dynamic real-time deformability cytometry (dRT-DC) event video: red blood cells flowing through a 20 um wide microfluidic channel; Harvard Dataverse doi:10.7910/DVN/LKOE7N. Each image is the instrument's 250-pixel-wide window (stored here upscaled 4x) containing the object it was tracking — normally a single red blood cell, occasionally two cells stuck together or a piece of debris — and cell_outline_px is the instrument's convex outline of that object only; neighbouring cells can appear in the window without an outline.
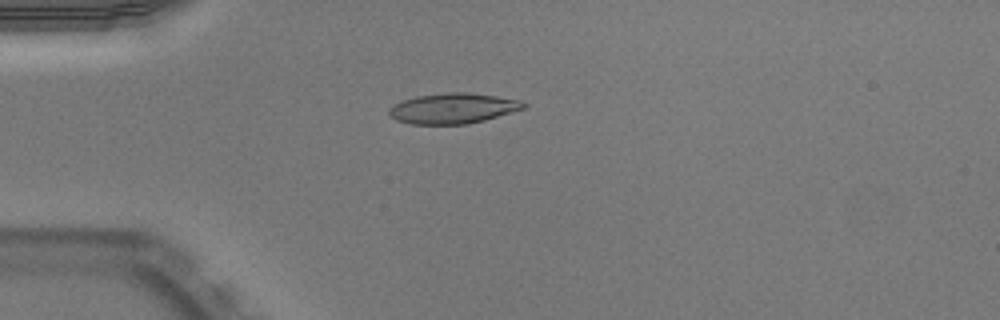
{"species": "Egyptian fruit bat (a non-hibernating species)", "species_latin": "Rousettus aegyptiacus", "temperature_condition": "warm", "stored_images_in_passage": 38, "camera_frame_rate_fps": 3000, "um_per_image_px": 0.085, "animal": {"sex": "male"}, "frame": {"image": 1, "passage_image": 1, "time_ms": 0.0, "image_size_px": [1000, 320], "cell_outline_px": [[528, 104], [524, 108], [484, 120], [468, 124], [412, 124], [396, 120], [388, 112], [388, 108], [392, 104], [416, 96], [448, 92], [464, 92], [496, 96], [520, 100]], "centroid_in_image_um": [38.48, 9.21], "position_along_channel_um": 46.5, "area_um2": 23.7}}
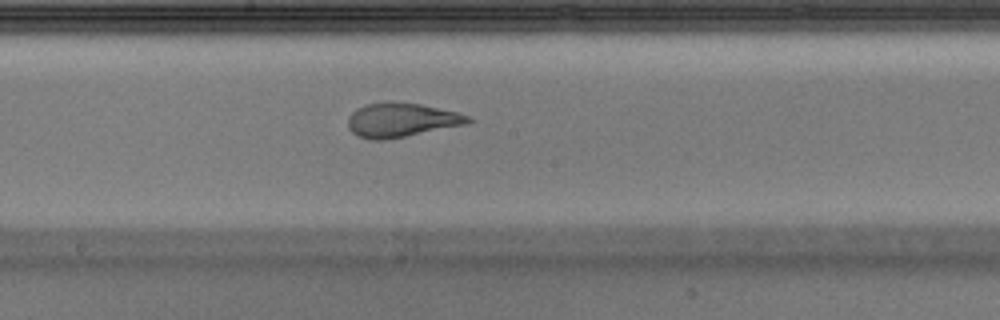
{"frame": {"image": 2, "passage_image": 15, "time_ms": 4.667, "image_size_px": [1000, 320], "cell_outline_px": [[472, 120], [468, 124], [384, 140], [372, 140], [356, 136], [348, 128], [348, 116], [356, 108], [368, 104], [420, 104], [456, 112], [468, 116]], "centroid_in_image_um": [34.09, 10.24], "position_along_channel_um": 214.1, "area_um2": 23.24}}
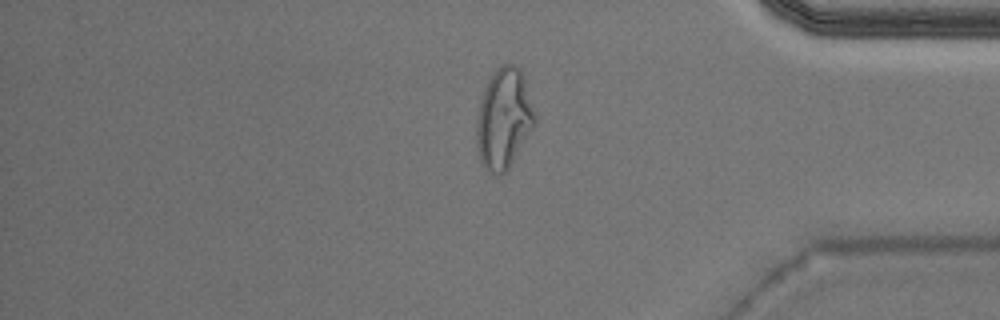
{"frame": {"image": 3, "passage_image": 30, "time_ms": 9.667, "image_size_px": [1000, 320], "cell_outline_px": [[536, 124], [508, 168], [500, 176], [492, 176], [484, 168], [480, 160], [476, 144], [476, 124], [480, 100], [484, 88], [488, 80], [496, 68], [500, 64], [516, 64], [520, 68], [524, 76], [536, 116]], "centroid_in_image_um": [42.81, 10.09], "position_along_channel_um": 392.4, "area_um2": 34.45}, "authors_computed_cell_mechanics": {"area_um2": 24.0159, "velocity_mm_per_s": 3.9784, "shape_relaxation_time_tau1_ms": 10.671, "shape_relaxation_time_tau2_ms": 0.8936, "deformation_change_tau1": 0.3621, "deformation_change_tau2": 0.0638}}